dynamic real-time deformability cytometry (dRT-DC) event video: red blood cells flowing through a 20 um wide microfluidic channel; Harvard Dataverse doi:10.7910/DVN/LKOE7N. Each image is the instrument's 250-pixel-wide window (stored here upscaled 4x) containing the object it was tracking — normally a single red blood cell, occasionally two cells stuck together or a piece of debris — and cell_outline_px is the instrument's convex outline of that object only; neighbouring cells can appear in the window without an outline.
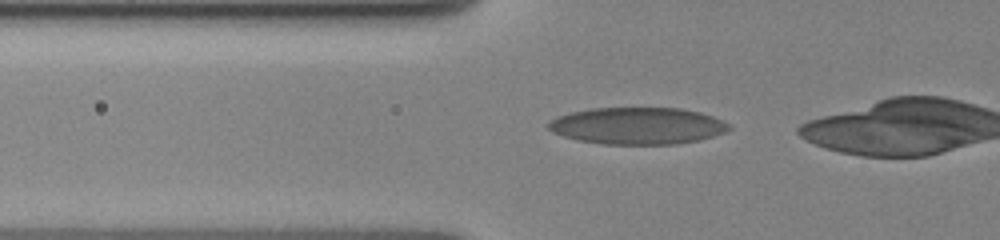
{"species": "human", "species_latin": "Homo sapiens", "temperature_condition": "cold", "stored_images_in_passage": 17, "camera_frame_rate_fps": 3000, "um_per_image_px": 0.085, "donor": {"sex": "female"}, "frame": {"image": 1, "passage_image": 5, "time_ms": 1.667, "image_size_px": [1000, 240], "cell_outline_px": [[732, 128], [724, 132], [700, 140], [676, 144], [604, 144], [576, 140], [552, 132], [548, 128], [548, 124], [556, 116], [572, 112], [592, 108], [680, 108], [700, 112], [712, 116], [732, 124]], "centroid_in_image_um": [54.21, 10.69], "position_along_channel_um": 71.6, "area_um2": 38.9}}
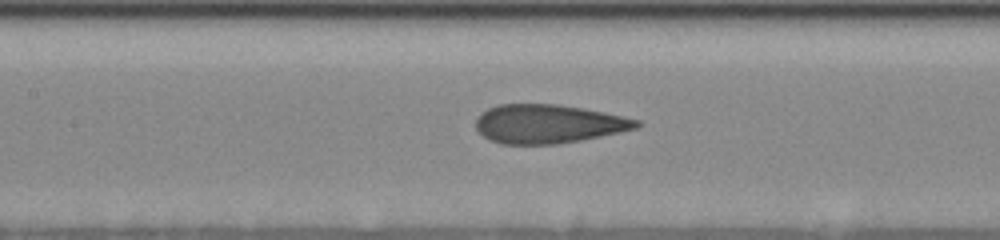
{"frame": {"image": 2, "passage_image": 13, "time_ms": 4.333, "image_size_px": [1000, 240], "cell_outline_px": [[640, 124], [636, 128], [620, 132], [580, 140], [556, 144], [500, 144], [488, 140], [476, 128], [476, 116], [480, 112], [488, 108], [500, 104], [556, 104], [604, 112], [640, 120]], "centroid_in_image_um": [46.55, 10.53], "position_along_channel_um": 160.8, "area_um2": 36.24}}
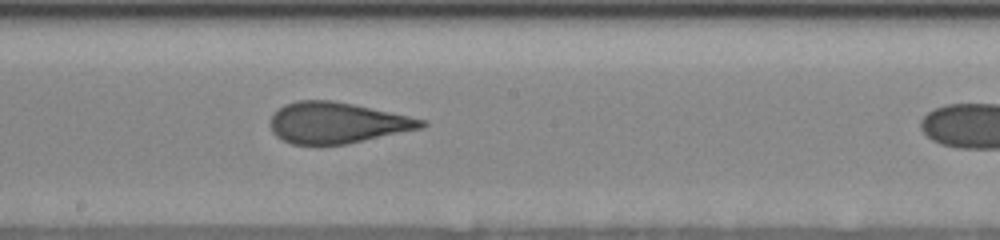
{"frame": {"image": 3, "passage_image": 16, "time_ms": 6.0, "image_size_px": [1000, 240], "cell_outline_px": [[428, 124], [424, 128], [348, 144], [292, 144], [276, 136], [272, 132], [272, 116], [284, 104], [296, 100], [332, 100], [352, 104], [428, 120]], "centroid_in_image_um": [28.7, 10.44], "position_along_channel_um": 219.5, "area_um2": 36.01}}